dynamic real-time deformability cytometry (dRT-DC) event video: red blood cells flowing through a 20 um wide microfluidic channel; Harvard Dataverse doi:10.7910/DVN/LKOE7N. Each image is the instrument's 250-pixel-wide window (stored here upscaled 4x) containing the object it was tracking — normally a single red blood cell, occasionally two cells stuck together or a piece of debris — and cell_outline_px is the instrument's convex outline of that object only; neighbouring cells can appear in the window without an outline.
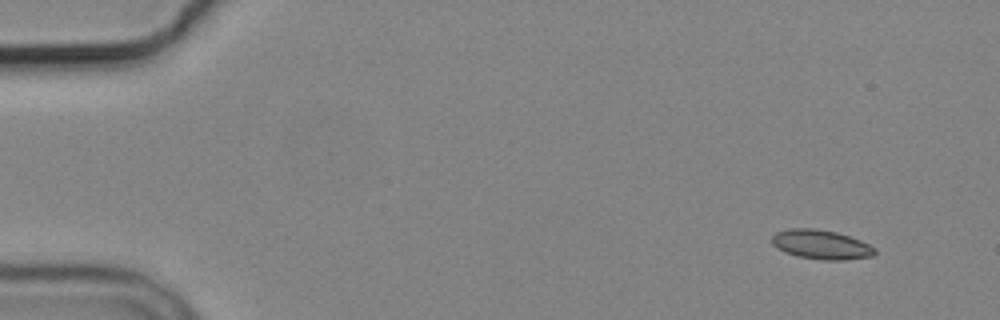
{"species": "common noctule bat (a hibernating species)", "species_latin": "Nyctalus noctula", "temperature_condition": "cold", "stored_images_in_passage": 6, "camera_frame_rate_fps": 3000, "um_per_image_px": 0.085, "animal": {"sex": "male", "body_mass_g": 19.2, "forearm_length_mm": 51.8}, "frame": {"image": 1, "passage_image": 1, "time_ms": 0.0, "image_size_px": [1000, 320], "cell_outline_px": [[876, 252], [872, 256], [844, 260], [824, 260], [796, 256], [784, 252], [772, 244], [772, 236], [776, 232], [788, 228], [812, 228], [836, 232], [860, 240], [876, 248]], "centroid_in_image_um": [69.78, 20.79], "position_along_channel_um": 15.2, "area_um2": 17.57}}
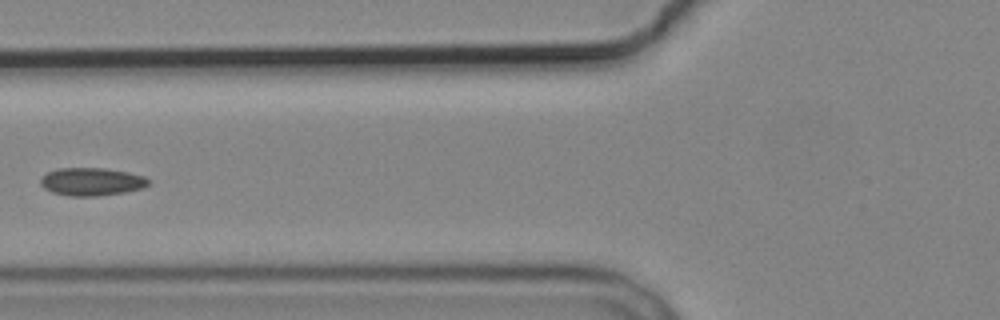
{"frame": {"image": 2, "passage_image": 5, "time_ms": 6.0, "image_size_px": [1000, 320], "cell_outline_px": [[152, 180], [144, 188], [124, 192], [96, 196], [68, 196], [52, 192], [44, 188], [40, 184], [40, 180], [48, 172], [56, 168], [104, 168], [128, 172], [144, 176]], "centroid_in_image_um": [7.8, 15.44], "position_along_channel_um": 118.0, "area_um2": 17.63}}
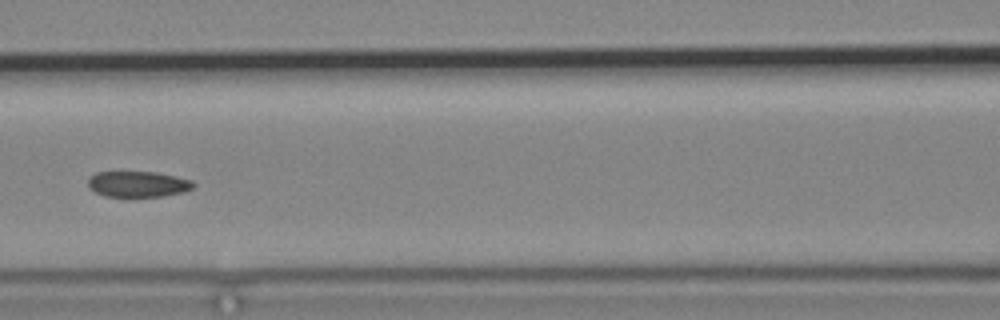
{"frame": {"image": 3, "passage_image": 6, "time_ms": 7.0, "image_size_px": [1000, 320], "cell_outline_px": [[196, 184], [192, 188], [184, 192], [160, 196], [128, 200], [104, 196], [88, 188], [88, 176], [96, 172], [156, 172], [176, 176], [192, 180]], "centroid_in_image_um": [11.68, 15.69], "position_along_channel_um": 154.9, "area_um2": 16.7}}